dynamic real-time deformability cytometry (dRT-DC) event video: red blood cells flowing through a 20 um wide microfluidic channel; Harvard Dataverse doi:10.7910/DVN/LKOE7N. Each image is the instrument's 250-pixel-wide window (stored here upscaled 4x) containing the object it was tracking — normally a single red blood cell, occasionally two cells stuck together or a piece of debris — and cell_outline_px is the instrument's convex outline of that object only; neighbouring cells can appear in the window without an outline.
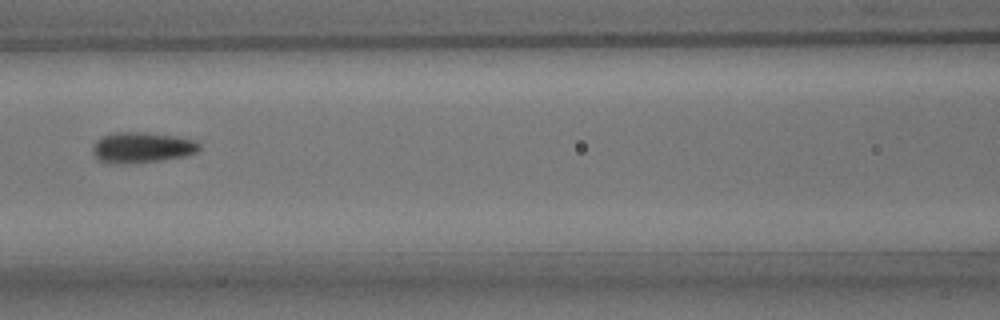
{"species": "common noctule bat (a hibernating species)", "species_latin": "Nyctalus noctula", "temperature_condition": "room temperature", "stored_images_in_passage": 6, "camera_frame_rate_fps": 3000, "um_per_image_px": 0.085, "animal": {"sex": "male", "body_mass_g": 15.6}, "frame": {"image": 1, "passage_image": 6, "time_ms": 6.667, "image_size_px": [1000, 320], "cell_outline_px": [[200, 148], [196, 152], [184, 156], [160, 160], [128, 164], [112, 164], [96, 160], [92, 152], [92, 148], [96, 140], [112, 132], [144, 132], [172, 136], [196, 140], [200, 144]], "centroid_in_image_um": [12.01, 12.55], "position_along_channel_um": 154.6, "area_um2": 19.19}}